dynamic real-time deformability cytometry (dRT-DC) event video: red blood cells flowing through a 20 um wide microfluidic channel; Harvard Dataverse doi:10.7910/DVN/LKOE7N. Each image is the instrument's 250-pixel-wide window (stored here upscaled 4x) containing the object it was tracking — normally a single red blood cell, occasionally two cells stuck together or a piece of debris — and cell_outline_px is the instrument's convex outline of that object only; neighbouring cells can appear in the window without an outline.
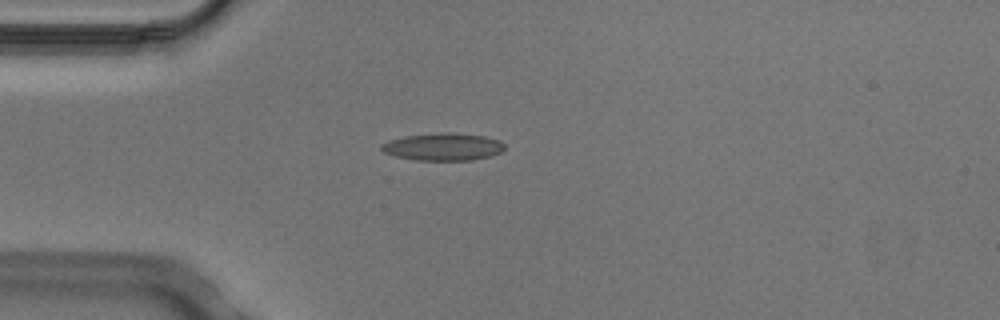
{"species": "Egyptian fruit bat (a non-hibernating species)", "species_latin": "Rousettus aegyptiacus", "temperature_condition": "cold", "stored_images_in_passage": 3, "camera_frame_rate_fps": 3000, "um_per_image_px": 0.085, "animal": {"sex": "male"}, "frame": {"image": 1, "passage_image": 3, "time_ms": 0.667, "image_size_px": [1000, 320], "cell_outline_px": [[504, 148], [500, 152], [492, 156], [472, 160], [416, 160], [396, 156], [384, 152], [380, 148], [380, 144], [388, 140], [404, 136], [440, 132], [452, 132], [484, 136], [500, 140], [504, 144]], "centroid_in_image_um": [37.66, 12.47], "position_along_channel_um": 47.3, "area_um2": 19.83}}